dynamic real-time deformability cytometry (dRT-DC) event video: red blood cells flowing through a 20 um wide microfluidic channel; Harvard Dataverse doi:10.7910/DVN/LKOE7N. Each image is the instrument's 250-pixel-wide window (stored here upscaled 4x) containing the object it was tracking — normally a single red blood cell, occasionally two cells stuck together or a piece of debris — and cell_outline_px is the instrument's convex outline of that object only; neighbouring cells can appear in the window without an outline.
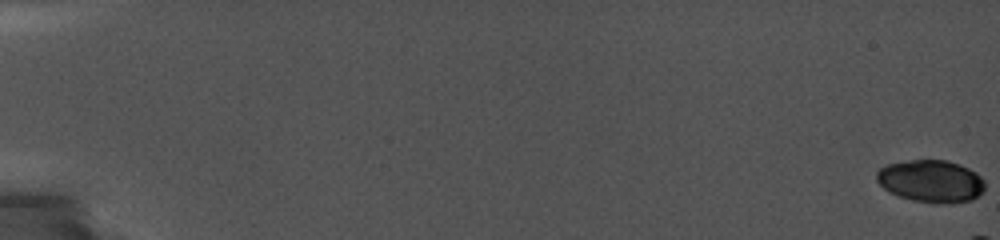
{"species": "common noctule bat (a hibernating species)", "species_latin": "Nyctalus noctula", "temperature_condition": "cold", "stored_images_in_passage": 9, "camera_frame_rate_fps": 5000, "um_per_image_px": 0.085, "animal": {"sex": "female", "body_mass_g": 19.0, "forearm_length_mm": 56.7}, "frame": {"image": 1, "passage_image": 1, "time_ms": 0.0, "image_size_px": [1000, 240], "cell_outline_px": [[984, 192], [972, 200], [952, 204], [936, 204], [912, 200], [888, 192], [876, 180], [876, 172], [880, 168], [888, 164], [912, 160], [944, 160], [960, 164], [976, 172], [984, 180]], "centroid_in_image_um": [79.16, 15.42], "position_along_channel_um": 5.8, "area_um2": 26.99}}